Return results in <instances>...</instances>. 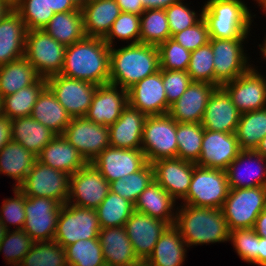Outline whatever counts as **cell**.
Wrapping results in <instances>:
<instances>
[{
	"label": "cell",
	"instance_id": "cell-53",
	"mask_svg": "<svg viewBox=\"0 0 266 266\" xmlns=\"http://www.w3.org/2000/svg\"><path fill=\"white\" fill-rule=\"evenodd\" d=\"M13 198H7L3 201L0 209V220L4 226L9 230L14 225V230H21L24 227L26 215H25V195L18 189L13 188Z\"/></svg>",
	"mask_w": 266,
	"mask_h": 266
},
{
	"label": "cell",
	"instance_id": "cell-20",
	"mask_svg": "<svg viewBox=\"0 0 266 266\" xmlns=\"http://www.w3.org/2000/svg\"><path fill=\"white\" fill-rule=\"evenodd\" d=\"M168 226L162 220L133 211L124 227L134 252L140 261L145 262L148 259L161 234Z\"/></svg>",
	"mask_w": 266,
	"mask_h": 266
},
{
	"label": "cell",
	"instance_id": "cell-33",
	"mask_svg": "<svg viewBox=\"0 0 266 266\" xmlns=\"http://www.w3.org/2000/svg\"><path fill=\"white\" fill-rule=\"evenodd\" d=\"M12 140L21 144L36 157L41 150L56 136L31 116L11 120Z\"/></svg>",
	"mask_w": 266,
	"mask_h": 266
},
{
	"label": "cell",
	"instance_id": "cell-24",
	"mask_svg": "<svg viewBox=\"0 0 266 266\" xmlns=\"http://www.w3.org/2000/svg\"><path fill=\"white\" fill-rule=\"evenodd\" d=\"M216 88L205 82H191L181 97L171 105L168 114L177 123H201L209 97Z\"/></svg>",
	"mask_w": 266,
	"mask_h": 266
},
{
	"label": "cell",
	"instance_id": "cell-59",
	"mask_svg": "<svg viewBox=\"0 0 266 266\" xmlns=\"http://www.w3.org/2000/svg\"><path fill=\"white\" fill-rule=\"evenodd\" d=\"M142 2L144 9H166L179 0H139Z\"/></svg>",
	"mask_w": 266,
	"mask_h": 266
},
{
	"label": "cell",
	"instance_id": "cell-40",
	"mask_svg": "<svg viewBox=\"0 0 266 266\" xmlns=\"http://www.w3.org/2000/svg\"><path fill=\"white\" fill-rule=\"evenodd\" d=\"M95 210L100 227L111 228L125 226L126 221L134 211V205L118 194L109 191L106 198Z\"/></svg>",
	"mask_w": 266,
	"mask_h": 266
},
{
	"label": "cell",
	"instance_id": "cell-10",
	"mask_svg": "<svg viewBox=\"0 0 266 266\" xmlns=\"http://www.w3.org/2000/svg\"><path fill=\"white\" fill-rule=\"evenodd\" d=\"M247 39H209L213 51L215 86L221 87L253 66V64H249L250 59L244 50V43Z\"/></svg>",
	"mask_w": 266,
	"mask_h": 266
},
{
	"label": "cell",
	"instance_id": "cell-6",
	"mask_svg": "<svg viewBox=\"0 0 266 266\" xmlns=\"http://www.w3.org/2000/svg\"><path fill=\"white\" fill-rule=\"evenodd\" d=\"M229 189L226 170L195 165L189 191L181 204L221 209Z\"/></svg>",
	"mask_w": 266,
	"mask_h": 266
},
{
	"label": "cell",
	"instance_id": "cell-45",
	"mask_svg": "<svg viewBox=\"0 0 266 266\" xmlns=\"http://www.w3.org/2000/svg\"><path fill=\"white\" fill-rule=\"evenodd\" d=\"M18 266H68L65 248L56 241H37Z\"/></svg>",
	"mask_w": 266,
	"mask_h": 266
},
{
	"label": "cell",
	"instance_id": "cell-25",
	"mask_svg": "<svg viewBox=\"0 0 266 266\" xmlns=\"http://www.w3.org/2000/svg\"><path fill=\"white\" fill-rule=\"evenodd\" d=\"M241 113L222 87H217L209 97L201 125L210 131L235 133Z\"/></svg>",
	"mask_w": 266,
	"mask_h": 266
},
{
	"label": "cell",
	"instance_id": "cell-28",
	"mask_svg": "<svg viewBox=\"0 0 266 266\" xmlns=\"http://www.w3.org/2000/svg\"><path fill=\"white\" fill-rule=\"evenodd\" d=\"M37 160L68 175L74 174L88 162L63 135H56L40 152Z\"/></svg>",
	"mask_w": 266,
	"mask_h": 266
},
{
	"label": "cell",
	"instance_id": "cell-47",
	"mask_svg": "<svg viewBox=\"0 0 266 266\" xmlns=\"http://www.w3.org/2000/svg\"><path fill=\"white\" fill-rule=\"evenodd\" d=\"M14 9L24 21L27 30H42L55 14L46 0H20Z\"/></svg>",
	"mask_w": 266,
	"mask_h": 266
},
{
	"label": "cell",
	"instance_id": "cell-63",
	"mask_svg": "<svg viewBox=\"0 0 266 266\" xmlns=\"http://www.w3.org/2000/svg\"><path fill=\"white\" fill-rule=\"evenodd\" d=\"M255 151L266 158V135L262 138Z\"/></svg>",
	"mask_w": 266,
	"mask_h": 266
},
{
	"label": "cell",
	"instance_id": "cell-36",
	"mask_svg": "<svg viewBox=\"0 0 266 266\" xmlns=\"http://www.w3.org/2000/svg\"><path fill=\"white\" fill-rule=\"evenodd\" d=\"M43 30L65 46L82 40L86 37L82 10L55 13Z\"/></svg>",
	"mask_w": 266,
	"mask_h": 266
},
{
	"label": "cell",
	"instance_id": "cell-3",
	"mask_svg": "<svg viewBox=\"0 0 266 266\" xmlns=\"http://www.w3.org/2000/svg\"><path fill=\"white\" fill-rule=\"evenodd\" d=\"M160 70L158 46L143 43L110 47L109 83L130 89L134 84Z\"/></svg>",
	"mask_w": 266,
	"mask_h": 266
},
{
	"label": "cell",
	"instance_id": "cell-57",
	"mask_svg": "<svg viewBox=\"0 0 266 266\" xmlns=\"http://www.w3.org/2000/svg\"><path fill=\"white\" fill-rule=\"evenodd\" d=\"M11 140V120L2 115L0 117V150Z\"/></svg>",
	"mask_w": 266,
	"mask_h": 266
},
{
	"label": "cell",
	"instance_id": "cell-18",
	"mask_svg": "<svg viewBox=\"0 0 266 266\" xmlns=\"http://www.w3.org/2000/svg\"><path fill=\"white\" fill-rule=\"evenodd\" d=\"M128 104L146 116L169 113L171 106L167 102L161 69L128 89Z\"/></svg>",
	"mask_w": 266,
	"mask_h": 266
},
{
	"label": "cell",
	"instance_id": "cell-35",
	"mask_svg": "<svg viewBox=\"0 0 266 266\" xmlns=\"http://www.w3.org/2000/svg\"><path fill=\"white\" fill-rule=\"evenodd\" d=\"M37 157L13 140L0 150V174L16 182L18 188L25 180Z\"/></svg>",
	"mask_w": 266,
	"mask_h": 266
},
{
	"label": "cell",
	"instance_id": "cell-46",
	"mask_svg": "<svg viewBox=\"0 0 266 266\" xmlns=\"http://www.w3.org/2000/svg\"><path fill=\"white\" fill-rule=\"evenodd\" d=\"M187 73L192 82H205L215 85L213 51L210 43L191 51Z\"/></svg>",
	"mask_w": 266,
	"mask_h": 266
},
{
	"label": "cell",
	"instance_id": "cell-22",
	"mask_svg": "<svg viewBox=\"0 0 266 266\" xmlns=\"http://www.w3.org/2000/svg\"><path fill=\"white\" fill-rule=\"evenodd\" d=\"M128 105V90L111 83L99 85L85 115L90 121L110 126Z\"/></svg>",
	"mask_w": 266,
	"mask_h": 266
},
{
	"label": "cell",
	"instance_id": "cell-67",
	"mask_svg": "<svg viewBox=\"0 0 266 266\" xmlns=\"http://www.w3.org/2000/svg\"><path fill=\"white\" fill-rule=\"evenodd\" d=\"M259 4L258 6L260 7L261 10H263V13L265 12L266 15V0H254Z\"/></svg>",
	"mask_w": 266,
	"mask_h": 266
},
{
	"label": "cell",
	"instance_id": "cell-31",
	"mask_svg": "<svg viewBox=\"0 0 266 266\" xmlns=\"http://www.w3.org/2000/svg\"><path fill=\"white\" fill-rule=\"evenodd\" d=\"M81 10L86 36L103 39L122 13L115 0H90Z\"/></svg>",
	"mask_w": 266,
	"mask_h": 266
},
{
	"label": "cell",
	"instance_id": "cell-5",
	"mask_svg": "<svg viewBox=\"0 0 266 266\" xmlns=\"http://www.w3.org/2000/svg\"><path fill=\"white\" fill-rule=\"evenodd\" d=\"M221 209L229 231L253 228L256 218L266 209V186L230 188Z\"/></svg>",
	"mask_w": 266,
	"mask_h": 266
},
{
	"label": "cell",
	"instance_id": "cell-9",
	"mask_svg": "<svg viewBox=\"0 0 266 266\" xmlns=\"http://www.w3.org/2000/svg\"><path fill=\"white\" fill-rule=\"evenodd\" d=\"M101 230L95 209L62 205L53 240L63 248L79 240L98 238Z\"/></svg>",
	"mask_w": 266,
	"mask_h": 266
},
{
	"label": "cell",
	"instance_id": "cell-69",
	"mask_svg": "<svg viewBox=\"0 0 266 266\" xmlns=\"http://www.w3.org/2000/svg\"><path fill=\"white\" fill-rule=\"evenodd\" d=\"M133 266H149V265L146 262L141 261L138 264L133 265Z\"/></svg>",
	"mask_w": 266,
	"mask_h": 266
},
{
	"label": "cell",
	"instance_id": "cell-65",
	"mask_svg": "<svg viewBox=\"0 0 266 266\" xmlns=\"http://www.w3.org/2000/svg\"><path fill=\"white\" fill-rule=\"evenodd\" d=\"M264 42L261 44H258L259 48H260V52H261V56H263V59L266 60V35L264 37Z\"/></svg>",
	"mask_w": 266,
	"mask_h": 266
},
{
	"label": "cell",
	"instance_id": "cell-43",
	"mask_svg": "<svg viewBox=\"0 0 266 266\" xmlns=\"http://www.w3.org/2000/svg\"><path fill=\"white\" fill-rule=\"evenodd\" d=\"M204 128L201 123H177V158L196 163L200 158Z\"/></svg>",
	"mask_w": 266,
	"mask_h": 266
},
{
	"label": "cell",
	"instance_id": "cell-48",
	"mask_svg": "<svg viewBox=\"0 0 266 266\" xmlns=\"http://www.w3.org/2000/svg\"><path fill=\"white\" fill-rule=\"evenodd\" d=\"M8 230L0 244L7 264L18 266L34 244V240L23 230Z\"/></svg>",
	"mask_w": 266,
	"mask_h": 266
},
{
	"label": "cell",
	"instance_id": "cell-1",
	"mask_svg": "<svg viewBox=\"0 0 266 266\" xmlns=\"http://www.w3.org/2000/svg\"><path fill=\"white\" fill-rule=\"evenodd\" d=\"M61 75L97 86L109 83L110 47L99 37H85L66 46Z\"/></svg>",
	"mask_w": 266,
	"mask_h": 266
},
{
	"label": "cell",
	"instance_id": "cell-16",
	"mask_svg": "<svg viewBox=\"0 0 266 266\" xmlns=\"http://www.w3.org/2000/svg\"><path fill=\"white\" fill-rule=\"evenodd\" d=\"M254 67L221 86L241 114L266 108V77Z\"/></svg>",
	"mask_w": 266,
	"mask_h": 266
},
{
	"label": "cell",
	"instance_id": "cell-27",
	"mask_svg": "<svg viewBox=\"0 0 266 266\" xmlns=\"http://www.w3.org/2000/svg\"><path fill=\"white\" fill-rule=\"evenodd\" d=\"M98 238L106 266H133L141 262L124 226L101 228Z\"/></svg>",
	"mask_w": 266,
	"mask_h": 266
},
{
	"label": "cell",
	"instance_id": "cell-4",
	"mask_svg": "<svg viewBox=\"0 0 266 266\" xmlns=\"http://www.w3.org/2000/svg\"><path fill=\"white\" fill-rule=\"evenodd\" d=\"M242 0H207L203 6V19L209 38H248L253 15ZM248 36V37H247Z\"/></svg>",
	"mask_w": 266,
	"mask_h": 266
},
{
	"label": "cell",
	"instance_id": "cell-51",
	"mask_svg": "<svg viewBox=\"0 0 266 266\" xmlns=\"http://www.w3.org/2000/svg\"><path fill=\"white\" fill-rule=\"evenodd\" d=\"M229 241L232 243L240 259L249 264L258 265L259 236L254 228L230 231Z\"/></svg>",
	"mask_w": 266,
	"mask_h": 266
},
{
	"label": "cell",
	"instance_id": "cell-7",
	"mask_svg": "<svg viewBox=\"0 0 266 266\" xmlns=\"http://www.w3.org/2000/svg\"><path fill=\"white\" fill-rule=\"evenodd\" d=\"M141 150L150 164L161 159L177 158L176 121L169 114L146 117Z\"/></svg>",
	"mask_w": 266,
	"mask_h": 266
},
{
	"label": "cell",
	"instance_id": "cell-37",
	"mask_svg": "<svg viewBox=\"0 0 266 266\" xmlns=\"http://www.w3.org/2000/svg\"><path fill=\"white\" fill-rule=\"evenodd\" d=\"M40 76L23 56L0 66V97L14 94L35 83Z\"/></svg>",
	"mask_w": 266,
	"mask_h": 266
},
{
	"label": "cell",
	"instance_id": "cell-15",
	"mask_svg": "<svg viewBox=\"0 0 266 266\" xmlns=\"http://www.w3.org/2000/svg\"><path fill=\"white\" fill-rule=\"evenodd\" d=\"M62 204L45 197L25 196L26 220L23 230L35 241H51Z\"/></svg>",
	"mask_w": 266,
	"mask_h": 266
},
{
	"label": "cell",
	"instance_id": "cell-8",
	"mask_svg": "<svg viewBox=\"0 0 266 266\" xmlns=\"http://www.w3.org/2000/svg\"><path fill=\"white\" fill-rule=\"evenodd\" d=\"M66 46L42 30H28L24 57L33 65L38 75L49 78L61 73Z\"/></svg>",
	"mask_w": 266,
	"mask_h": 266
},
{
	"label": "cell",
	"instance_id": "cell-49",
	"mask_svg": "<svg viewBox=\"0 0 266 266\" xmlns=\"http://www.w3.org/2000/svg\"><path fill=\"white\" fill-rule=\"evenodd\" d=\"M116 38L119 41H127L128 44L140 43V16L122 12L113 22L104 41L109 47H113Z\"/></svg>",
	"mask_w": 266,
	"mask_h": 266
},
{
	"label": "cell",
	"instance_id": "cell-34",
	"mask_svg": "<svg viewBox=\"0 0 266 266\" xmlns=\"http://www.w3.org/2000/svg\"><path fill=\"white\" fill-rule=\"evenodd\" d=\"M31 117L56 135H62L72 119L47 86L39 94Z\"/></svg>",
	"mask_w": 266,
	"mask_h": 266
},
{
	"label": "cell",
	"instance_id": "cell-32",
	"mask_svg": "<svg viewBox=\"0 0 266 266\" xmlns=\"http://www.w3.org/2000/svg\"><path fill=\"white\" fill-rule=\"evenodd\" d=\"M188 247L178 229L168 226L145 261L149 266H182Z\"/></svg>",
	"mask_w": 266,
	"mask_h": 266
},
{
	"label": "cell",
	"instance_id": "cell-30",
	"mask_svg": "<svg viewBox=\"0 0 266 266\" xmlns=\"http://www.w3.org/2000/svg\"><path fill=\"white\" fill-rule=\"evenodd\" d=\"M176 201L155 180L139 195L134 210L162 220L169 226L174 225L176 218Z\"/></svg>",
	"mask_w": 266,
	"mask_h": 266
},
{
	"label": "cell",
	"instance_id": "cell-54",
	"mask_svg": "<svg viewBox=\"0 0 266 266\" xmlns=\"http://www.w3.org/2000/svg\"><path fill=\"white\" fill-rule=\"evenodd\" d=\"M162 80L170 106L181 97L192 82L187 71L179 70H162Z\"/></svg>",
	"mask_w": 266,
	"mask_h": 266
},
{
	"label": "cell",
	"instance_id": "cell-50",
	"mask_svg": "<svg viewBox=\"0 0 266 266\" xmlns=\"http://www.w3.org/2000/svg\"><path fill=\"white\" fill-rule=\"evenodd\" d=\"M158 50L161 70L187 71L191 51L182 47L172 38H169L165 42L161 43L158 46Z\"/></svg>",
	"mask_w": 266,
	"mask_h": 266
},
{
	"label": "cell",
	"instance_id": "cell-41",
	"mask_svg": "<svg viewBox=\"0 0 266 266\" xmlns=\"http://www.w3.org/2000/svg\"><path fill=\"white\" fill-rule=\"evenodd\" d=\"M169 38L165 9H149L140 15V43L159 46Z\"/></svg>",
	"mask_w": 266,
	"mask_h": 266
},
{
	"label": "cell",
	"instance_id": "cell-56",
	"mask_svg": "<svg viewBox=\"0 0 266 266\" xmlns=\"http://www.w3.org/2000/svg\"><path fill=\"white\" fill-rule=\"evenodd\" d=\"M122 12L140 16L144 11V6L139 0H115Z\"/></svg>",
	"mask_w": 266,
	"mask_h": 266
},
{
	"label": "cell",
	"instance_id": "cell-11",
	"mask_svg": "<svg viewBox=\"0 0 266 266\" xmlns=\"http://www.w3.org/2000/svg\"><path fill=\"white\" fill-rule=\"evenodd\" d=\"M70 175L37 159L18 189L25 196L45 197L64 205L69 198Z\"/></svg>",
	"mask_w": 266,
	"mask_h": 266
},
{
	"label": "cell",
	"instance_id": "cell-61",
	"mask_svg": "<svg viewBox=\"0 0 266 266\" xmlns=\"http://www.w3.org/2000/svg\"><path fill=\"white\" fill-rule=\"evenodd\" d=\"M258 266H266V238L259 236Z\"/></svg>",
	"mask_w": 266,
	"mask_h": 266
},
{
	"label": "cell",
	"instance_id": "cell-13",
	"mask_svg": "<svg viewBox=\"0 0 266 266\" xmlns=\"http://www.w3.org/2000/svg\"><path fill=\"white\" fill-rule=\"evenodd\" d=\"M110 191V183L91 163L70 175L67 203L96 209Z\"/></svg>",
	"mask_w": 266,
	"mask_h": 266
},
{
	"label": "cell",
	"instance_id": "cell-21",
	"mask_svg": "<svg viewBox=\"0 0 266 266\" xmlns=\"http://www.w3.org/2000/svg\"><path fill=\"white\" fill-rule=\"evenodd\" d=\"M195 165L180 158L157 160L152 163L154 179L175 201L183 200L189 191Z\"/></svg>",
	"mask_w": 266,
	"mask_h": 266
},
{
	"label": "cell",
	"instance_id": "cell-29",
	"mask_svg": "<svg viewBox=\"0 0 266 266\" xmlns=\"http://www.w3.org/2000/svg\"><path fill=\"white\" fill-rule=\"evenodd\" d=\"M27 31L15 9L0 21V66L24 56Z\"/></svg>",
	"mask_w": 266,
	"mask_h": 266
},
{
	"label": "cell",
	"instance_id": "cell-44",
	"mask_svg": "<svg viewBox=\"0 0 266 266\" xmlns=\"http://www.w3.org/2000/svg\"><path fill=\"white\" fill-rule=\"evenodd\" d=\"M99 238L79 240L65 247L68 266H106Z\"/></svg>",
	"mask_w": 266,
	"mask_h": 266
},
{
	"label": "cell",
	"instance_id": "cell-58",
	"mask_svg": "<svg viewBox=\"0 0 266 266\" xmlns=\"http://www.w3.org/2000/svg\"><path fill=\"white\" fill-rule=\"evenodd\" d=\"M46 2L54 13L69 12L77 9L71 0H46Z\"/></svg>",
	"mask_w": 266,
	"mask_h": 266
},
{
	"label": "cell",
	"instance_id": "cell-70",
	"mask_svg": "<svg viewBox=\"0 0 266 266\" xmlns=\"http://www.w3.org/2000/svg\"><path fill=\"white\" fill-rule=\"evenodd\" d=\"M2 98L0 97V117L2 116Z\"/></svg>",
	"mask_w": 266,
	"mask_h": 266
},
{
	"label": "cell",
	"instance_id": "cell-2",
	"mask_svg": "<svg viewBox=\"0 0 266 266\" xmlns=\"http://www.w3.org/2000/svg\"><path fill=\"white\" fill-rule=\"evenodd\" d=\"M174 226L187 247L228 242L230 231L222 209L180 204Z\"/></svg>",
	"mask_w": 266,
	"mask_h": 266
},
{
	"label": "cell",
	"instance_id": "cell-19",
	"mask_svg": "<svg viewBox=\"0 0 266 266\" xmlns=\"http://www.w3.org/2000/svg\"><path fill=\"white\" fill-rule=\"evenodd\" d=\"M241 151L235 133L204 129L197 166L226 170Z\"/></svg>",
	"mask_w": 266,
	"mask_h": 266
},
{
	"label": "cell",
	"instance_id": "cell-52",
	"mask_svg": "<svg viewBox=\"0 0 266 266\" xmlns=\"http://www.w3.org/2000/svg\"><path fill=\"white\" fill-rule=\"evenodd\" d=\"M184 3L183 0H179L165 9L171 37L176 33L194 26L203 18V9L197 14L194 9L191 10L188 4Z\"/></svg>",
	"mask_w": 266,
	"mask_h": 266
},
{
	"label": "cell",
	"instance_id": "cell-68",
	"mask_svg": "<svg viewBox=\"0 0 266 266\" xmlns=\"http://www.w3.org/2000/svg\"><path fill=\"white\" fill-rule=\"evenodd\" d=\"M4 1L7 2L13 8H15L17 4L20 2V0H4Z\"/></svg>",
	"mask_w": 266,
	"mask_h": 266
},
{
	"label": "cell",
	"instance_id": "cell-62",
	"mask_svg": "<svg viewBox=\"0 0 266 266\" xmlns=\"http://www.w3.org/2000/svg\"><path fill=\"white\" fill-rule=\"evenodd\" d=\"M13 9L14 8L7 2L0 0V21L3 20Z\"/></svg>",
	"mask_w": 266,
	"mask_h": 266
},
{
	"label": "cell",
	"instance_id": "cell-39",
	"mask_svg": "<svg viewBox=\"0 0 266 266\" xmlns=\"http://www.w3.org/2000/svg\"><path fill=\"white\" fill-rule=\"evenodd\" d=\"M235 135L241 150H256L266 135V108L242 113Z\"/></svg>",
	"mask_w": 266,
	"mask_h": 266
},
{
	"label": "cell",
	"instance_id": "cell-14",
	"mask_svg": "<svg viewBox=\"0 0 266 266\" xmlns=\"http://www.w3.org/2000/svg\"><path fill=\"white\" fill-rule=\"evenodd\" d=\"M62 135L88 163L110 146L108 126L94 123L86 117L72 118Z\"/></svg>",
	"mask_w": 266,
	"mask_h": 266
},
{
	"label": "cell",
	"instance_id": "cell-38",
	"mask_svg": "<svg viewBox=\"0 0 266 266\" xmlns=\"http://www.w3.org/2000/svg\"><path fill=\"white\" fill-rule=\"evenodd\" d=\"M46 87V79L40 77L32 85L2 98V114L10 120L31 116L41 91Z\"/></svg>",
	"mask_w": 266,
	"mask_h": 266
},
{
	"label": "cell",
	"instance_id": "cell-26",
	"mask_svg": "<svg viewBox=\"0 0 266 266\" xmlns=\"http://www.w3.org/2000/svg\"><path fill=\"white\" fill-rule=\"evenodd\" d=\"M146 115L129 104L117 121L108 126L110 146L123 149H141Z\"/></svg>",
	"mask_w": 266,
	"mask_h": 266
},
{
	"label": "cell",
	"instance_id": "cell-60",
	"mask_svg": "<svg viewBox=\"0 0 266 266\" xmlns=\"http://www.w3.org/2000/svg\"><path fill=\"white\" fill-rule=\"evenodd\" d=\"M253 228L258 236L266 238V209L256 218Z\"/></svg>",
	"mask_w": 266,
	"mask_h": 266
},
{
	"label": "cell",
	"instance_id": "cell-23",
	"mask_svg": "<svg viewBox=\"0 0 266 266\" xmlns=\"http://www.w3.org/2000/svg\"><path fill=\"white\" fill-rule=\"evenodd\" d=\"M226 174L229 188L232 189L266 186V158L255 150H241L228 165Z\"/></svg>",
	"mask_w": 266,
	"mask_h": 266
},
{
	"label": "cell",
	"instance_id": "cell-17",
	"mask_svg": "<svg viewBox=\"0 0 266 266\" xmlns=\"http://www.w3.org/2000/svg\"><path fill=\"white\" fill-rule=\"evenodd\" d=\"M146 163V157L141 149L112 146L104 149L91 162L109 183L139 171Z\"/></svg>",
	"mask_w": 266,
	"mask_h": 266
},
{
	"label": "cell",
	"instance_id": "cell-12",
	"mask_svg": "<svg viewBox=\"0 0 266 266\" xmlns=\"http://www.w3.org/2000/svg\"><path fill=\"white\" fill-rule=\"evenodd\" d=\"M46 86L71 118L85 117L98 87L93 83L68 78L61 74L47 78Z\"/></svg>",
	"mask_w": 266,
	"mask_h": 266
},
{
	"label": "cell",
	"instance_id": "cell-55",
	"mask_svg": "<svg viewBox=\"0 0 266 266\" xmlns=\"http://www.w3.org/2000/svg\"><path fill=\"white\" fill-rule=\"evenodd\" d=\"M171 38L189 51L206 45L210 39L207 24L203 18L194 26L174 34Z\"/></svg>",
	"mask_w": 266,
	"mask_h": 266
},
{
	"label": "cell",
	"instance_id": "cell-42",
	"mask_svg": "<svg viewBox=\"0 0 266 266\" xmlns=\"http://www.w3.org/2000/svg\"><path fill=\"white\" fill-rule=\"evenodd\" d=\"M154 180V168L147 162L139 171L111 182L110 191L134 205L139 195Z\"/></svg>",
	"mask_w": 266,
	"mask_h": 266
},
{
	"label": "cell",
	"instance_id": "cell-66",
	"mask_svg": "<svg viewBox=\"0 0 266 266\" xmlns=\"http://www.w3.org/2000/svg\"><path fill=\"white\" fill-rule=\"evenodd\" d=\"M7 232H8V229L4 226V224L0 220V244L3 238L5 237V235L7 234Z\"/></svg>",
	"mask_w": 266,
	"mask_h": 266
},
{
	"label": "cell",
	"instance_id": "cell-64",
	"mask_svg": "<svg viewBox=\"0 0 266 266\" xmlns=\"http://www.w3.org/2000/svg\"><path fill=\"white\" fill-rule=\"evenodd\" d=\"M77 8L82 9L90 0H71Z\"/></svg>",
	"mask_w": 266,
	"mask_h": 266
}]
</instances>
